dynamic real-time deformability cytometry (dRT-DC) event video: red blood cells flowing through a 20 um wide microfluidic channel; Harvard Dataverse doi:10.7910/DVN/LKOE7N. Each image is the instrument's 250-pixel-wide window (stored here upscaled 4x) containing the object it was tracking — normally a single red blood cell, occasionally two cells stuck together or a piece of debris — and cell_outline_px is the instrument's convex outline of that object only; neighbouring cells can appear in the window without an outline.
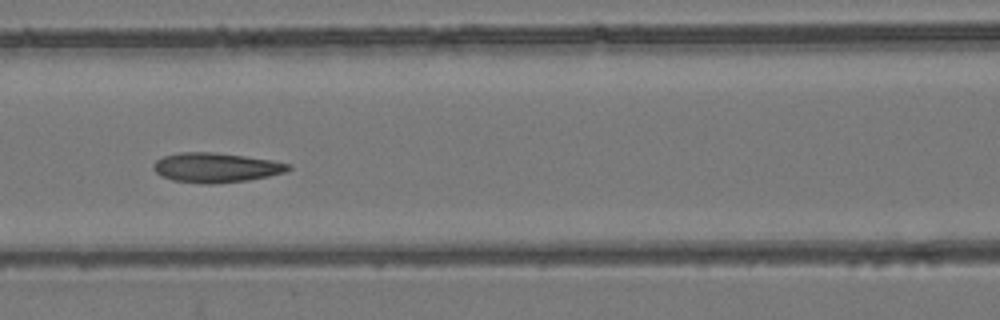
{"species": "common noctule bat (a hibernating species)", "species_latin": "Nyctalus noctula", "temperature_condition": "room temperature", "stored_images_in_passage": 8, "camera_frame_rate_fps": 3000, "um_per_image_px": 0.085, "animal": {"sex": "female", "body_mass_g": 24.6, "forearm_length_mm": 56.2}, "frame": {"image": 1, "passage_image": 6, "time_ms": 6.0, "image_size_px": [1000, 320], "cell_outline_px": [[292, 168], [288, 172], [248, 180], [212, 184], [200, 184], [172, 180], [160, 176], [152, 168], [152, 164], [156, 160], [164, 156], [180, 152], [212, 152], [244, 156], [272, 160], [292, 164]], "centroid_in_image_um": [18.36, 14.25], "position_along_channel_um": 148.2, "area_um2": 23.52}}
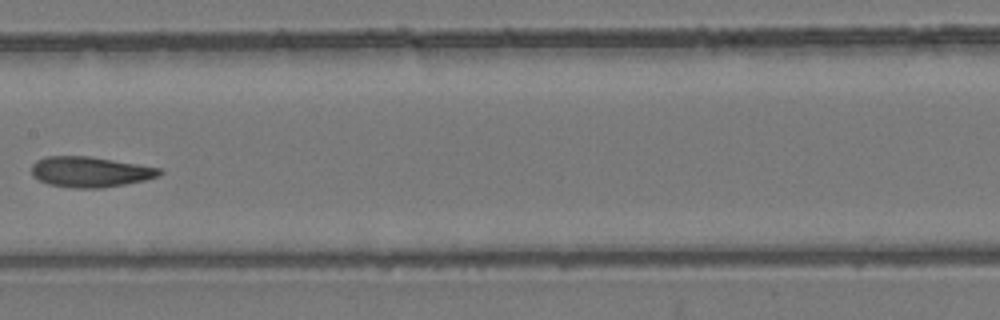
{"frame": {"image": 2, "passage_image": 7, "time_ms": 7.333, "image_size_px": [1000, 320], "cell_outline_px": [[164, 172], [156, 176], [144, 180], [124, 184], [100, 188], [72, 188], [48, 184], [32, 176], [32, 164], [36, 160], [44, 156], [88, 156], [160, 168]], "centroid_in_image_um": [7.61, 14.61], "position_along_channel_um": 199.8, "area_um2": 22.54}}
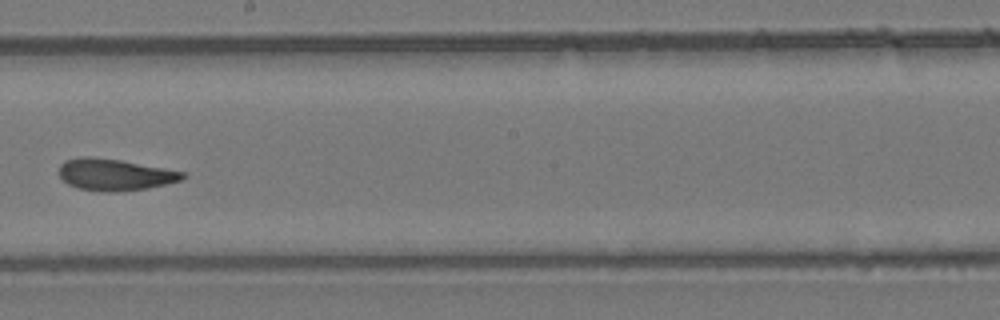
{"frame": {"image": 3, "passage_image": 8, "time_ms": 8.333, "image_size_px": [1000, 320], "cell_outline_px": [[184, 176], [180, 180], [148, 188], [116, 192], [104, 192], [76, 188], [68, 184], [60, 176], [60, 164], [64, 160], [80, 156], [92, 156], [120, 160], [164, 168], [184, 172]], "centroid_in_image_um": [9.7, 14.84], "position_along_channel_um": 238.5, "area_um2": 22.72}}